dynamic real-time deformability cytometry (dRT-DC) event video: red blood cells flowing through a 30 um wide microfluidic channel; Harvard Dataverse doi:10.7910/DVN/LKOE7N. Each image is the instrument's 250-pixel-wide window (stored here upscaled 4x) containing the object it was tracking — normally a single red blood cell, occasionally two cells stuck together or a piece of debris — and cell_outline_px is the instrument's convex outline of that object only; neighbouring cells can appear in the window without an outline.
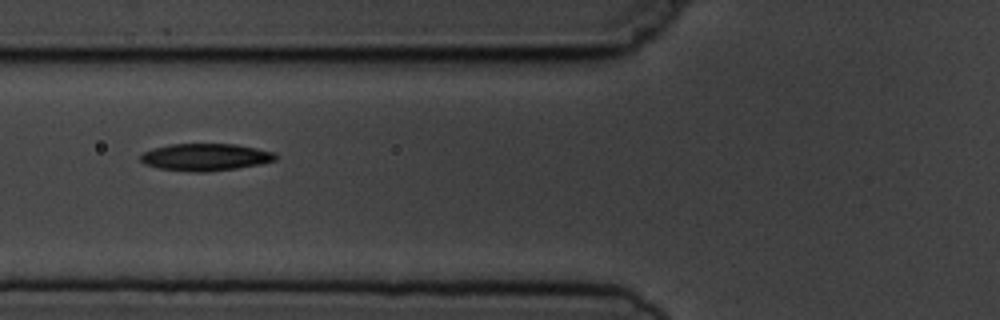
{"species": "common noctule bat (a hibernating species)", "species_latin": "Nyctalus noctula", "temperature_condition": "cold", "stored_images_in_passage": 11, "camera_frame_rate_fps": 3000, "um_per_image_px": 0.085, "animal": {"sex": "male", "body_mass_g": 19.5, "forearm_length_mm": 54.6}, "frame": {"image": 1, "passage_image": 6, "time_ms": 5.667, "image_size_px": [1000, 320], "cell_outline_px": [[276, 160], [260, 164], [236, 168], [204, 172], [196, 172], [156, 168], [144, 164], [140, 160], [140, 156], [144, 152], [152, 148], [168, 144], [236, 144], [276, 152]], "centroid_in_image_um": [17.44, 13.35], "position_along_channel_um": 108.4, "area_um2": 21.44}}
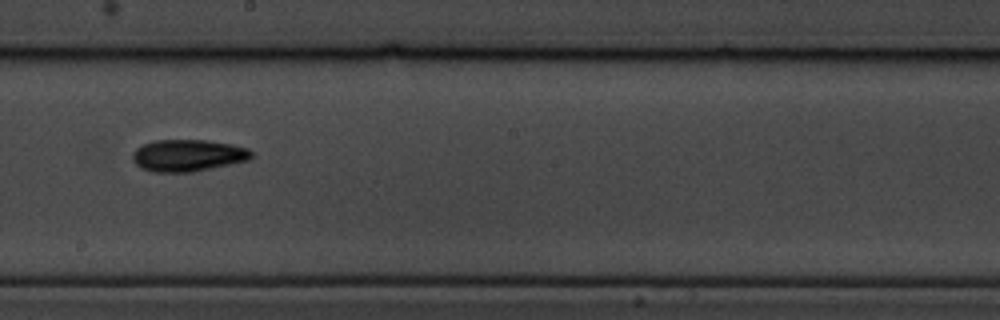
{"frame": {"image": 2, "passage_image": 9, "time_ms": 9.0, "image_size_px": [1000, 320], "cell_outline_px": [[252, 156], [248, 160], [192, 172], [152, 172], [140, 168], [132, 160], [132, 152], [136, 148], [144, 144], [156, 140], [204, 140], [232, 144], [248, 148], [252, 152]], "centroid_in_image_um": [15.93, 13.21], "position_along_channel_um": 232.3, "area_um2": 22.08}}
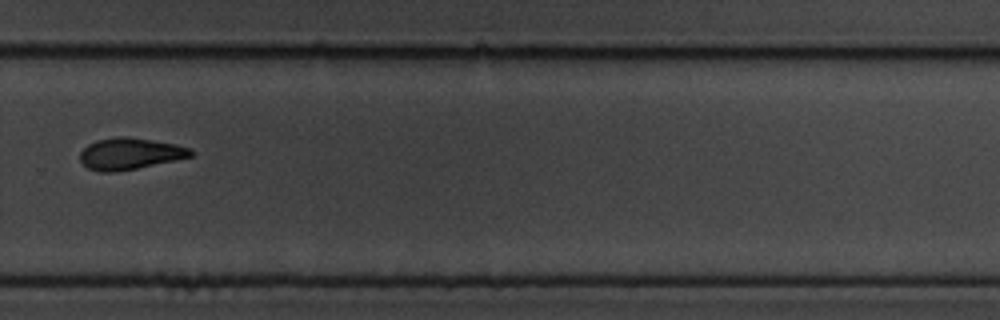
{"frame": {"image": 3, "passage_image": 11, "time_ms": 11.333, "image_size_px": [1000, 320], "cell_outline_px": [[196, 152], [192, 156], [136, 168], [116, 172], [100, 172], [88, 168], [80, 160], [80, 152], [88, 144], [96, 140], [116, 136], [128, 136], [176, 144], [192, 148]], "centroid_in_image_um": [11.05, 13.05], "position_along_channel_um": 318.8, "area_um2": 20.4}}